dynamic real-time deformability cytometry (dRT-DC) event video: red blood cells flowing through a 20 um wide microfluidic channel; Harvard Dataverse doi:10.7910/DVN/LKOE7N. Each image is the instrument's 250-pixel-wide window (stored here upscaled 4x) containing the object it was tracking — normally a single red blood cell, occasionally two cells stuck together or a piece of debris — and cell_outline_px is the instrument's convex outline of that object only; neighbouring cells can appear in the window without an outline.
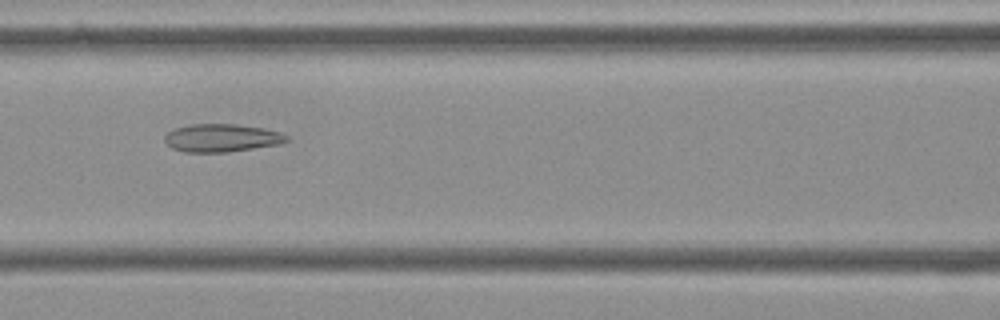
{"species": "Egyptian fruit bat (a non-hibernating species)", "species_latin": "Rousettus aegyptiacus", "temperature_condition": "cold", "stored_images_in_passage": 55, "camera_frame_rate_fps": 3000, "um_per_image_px": 0.085, "frame": {"image": 1, "passage_image": 24, "time_ms": 7.667, "image_size_px": [1000, 320], "cell_outline_px": [[292, 140], [280, 144], [228, 152], [184, 152], [172, 148], [164, 140], [164, 136], [168, 132], [176, 128], [192, 124], [236, 124], [264, 128], [280, 132], [288, 136]], "centroid_in_image_um": [18.88, 11.72], "position_along_channel_um": 147.7, "area_um2": 19.94}}
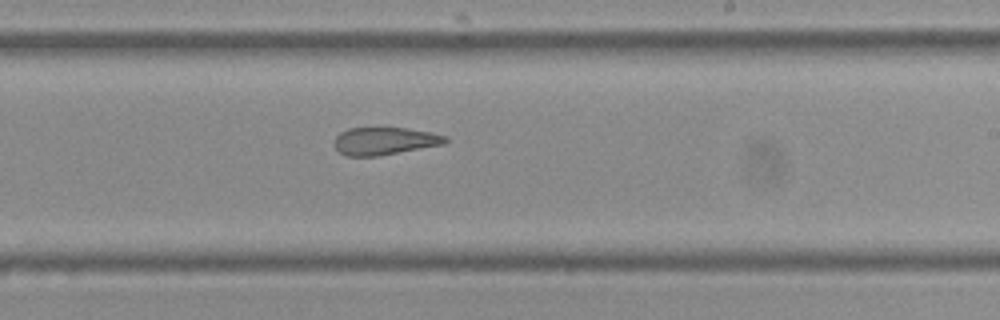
{"frame": {"image": 2, "passage_image": 33, "time_ms": 10.667, "image_size_px": [1000, 320], "cell_outline_px": [[448, 140], [444, 144], [380, 156], [348, 156], [340, 152], [332, 144], [336, 136], [340, 132], [348, 128], [408, 128], [432, 132], [448, 136]], "centroid_in_image_um": [32.7, 11.98], "position_along_channel_um": 256.3, "area_um2": 18.03}}
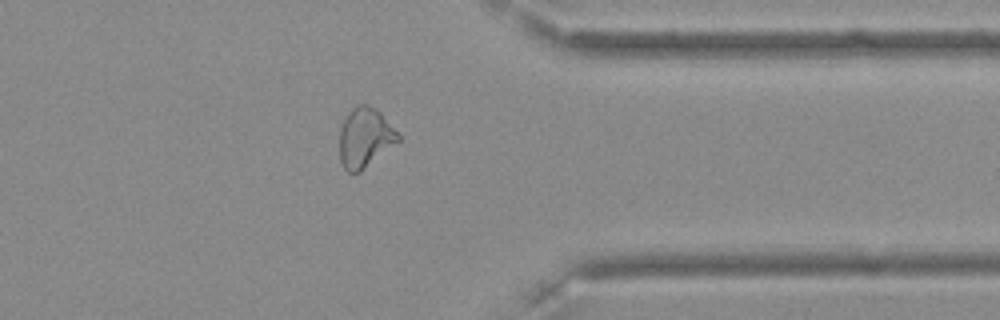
{"frame": {"image": 3, "passage_image": 44, "time_ms": 14.333, "image_size_px": [1000, 320], "cell_outline_px": [[400, 140], [360, 172], [348, 172], [344, 168], [340, 160], [340, 128], [348, 112], [356, 104], [368, 104], [376, 108], [380, 112], [400, 136]], "centroid_in_image_um": [31.01, 11.68], "position_along_channel_um": 380.4, "area_um2": 20.23}, "authors_computed_cell_mechanics": {"area_um2": 22.1952, "velocity_mm_per_s": 3.6326, "shape_relaxation_time_tau1_ms": null, "shape_relaxation_time_tau2_ms": 2.9936, "deformation_change_tau1": null, "deformation_change_tau2": 0.1065}}